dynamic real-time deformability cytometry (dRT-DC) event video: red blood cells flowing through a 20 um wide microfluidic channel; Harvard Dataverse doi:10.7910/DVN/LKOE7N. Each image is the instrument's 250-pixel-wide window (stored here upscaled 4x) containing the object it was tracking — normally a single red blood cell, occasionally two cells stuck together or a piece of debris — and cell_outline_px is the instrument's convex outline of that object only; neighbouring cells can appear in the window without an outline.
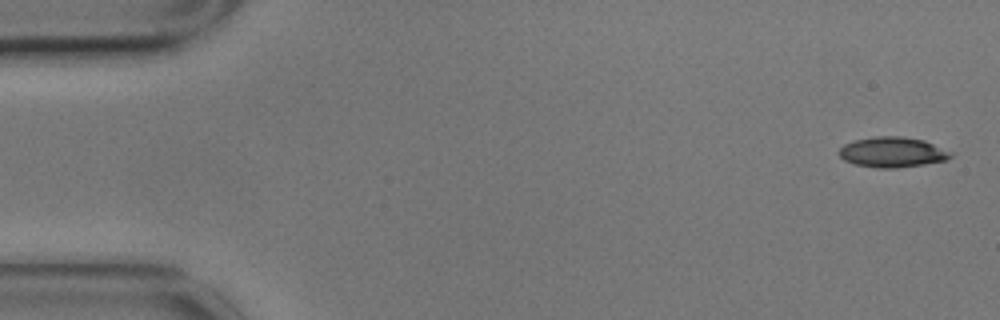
{"species": "common noctule bat (a hibernating species)", "species_latin": "Nyctalus noctula", "temperature_condition": "cold", "stored_images_in_passage": 5, "camera_frame_rate_fps": 3000, "um_per_image_px": 0.085, "animal": {"sex": "male", "body_mass_g": 17.9}, "frame": {"image": 1, "passage_image": 1, "time_ms": 0.0, "image_size_px": [1000, 320], "cell_outline_px": [[956, 152], [948, 160], [924, 164], [896, 168], [876, 168], [856, 164], [844, 160], [836, 152], [844, 144], [852, 140], [876, 136], [904, 136], [924, 140]], "centroid_in_image_um": [75.89, 12.92], "position_along_channel_um": 9.1, "area_um2": 20.11}}
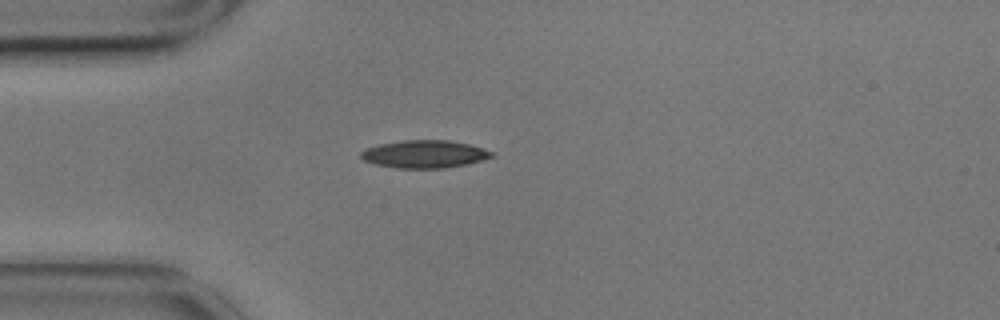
{"frame": {"image": 2, "passage_image": 4, "time_ms": 1.0, "image_size_px": [1000, 320], "cell_outline_px": [[496, 156], [484, 160], [468, 164], [444, 168], [396, 168], [376, 164], [364, 160], [360, 156], [360, 152], [364, 148], [380, 144], [404, 140], [448, 140], [468, 144], [496, 152]], "centroid_in_image_um": [36.12, 13.1], "position_along_channel_um": 48.9, "area_um2": 21.27}}